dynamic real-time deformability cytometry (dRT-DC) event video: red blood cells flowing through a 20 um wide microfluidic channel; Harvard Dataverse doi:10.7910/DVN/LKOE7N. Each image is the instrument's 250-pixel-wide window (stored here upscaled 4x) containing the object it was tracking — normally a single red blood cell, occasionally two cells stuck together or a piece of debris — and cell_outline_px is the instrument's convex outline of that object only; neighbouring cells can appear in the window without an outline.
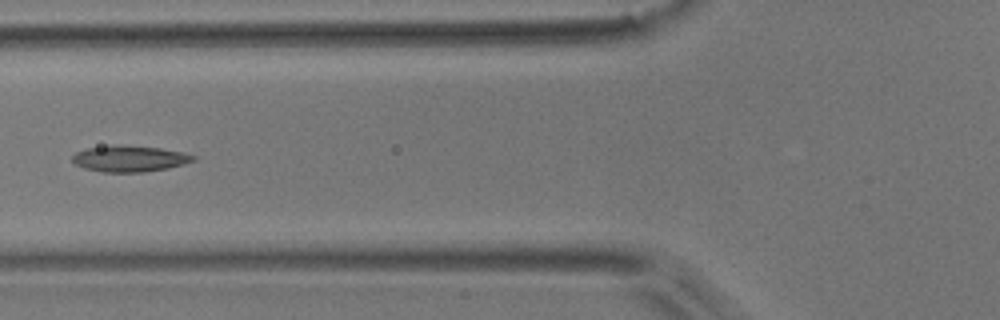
{"species": "common noctule bat (a hibernating species)", "species_latin": "Nyctalus noctula", "temperature_condition": "room temperature", "stored_images_in_passage": 6, "camera_frame_rate_fps": 3000, "um_per_image_px": 0.085, "animal": {"sex": "male", "body_mass_g": 17.9}, "frame": {"image": 1, "passage_image": 6, "time_ms": 1.667, "image_size_px": [1000, 320], "cell_outline_px": [[196, 160], [184, 164], [168, 168], [140, 172], [100, 172], [84, 168], [76, 164], [72, 160], [72, 156], [76, 152], [88, 148], [112, 144], [120, 144], [160, 148], [184, 152], [196, 156]], "centroid_in_image_um": [11.02, 13.47], "position_along_channel_um": 114.8, "area_um2": 18.61}}